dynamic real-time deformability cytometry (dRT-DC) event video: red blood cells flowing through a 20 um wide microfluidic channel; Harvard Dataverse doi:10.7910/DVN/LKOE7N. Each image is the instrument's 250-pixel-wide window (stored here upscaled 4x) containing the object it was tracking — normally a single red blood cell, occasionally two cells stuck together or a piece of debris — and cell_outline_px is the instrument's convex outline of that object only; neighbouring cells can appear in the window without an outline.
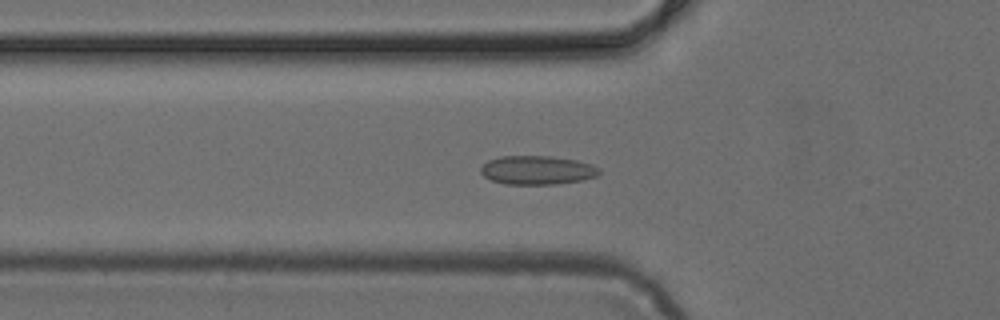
{"species": "common noctule bat (a hibernating species)", "species_latin": "Nyctalus noctula", "temperature_condition": "cold", "stored_images_in_passage": 49, "camera_frame_rate_fps": 3000, "um_per_image_px": 0.085, "animal": {"sex": "female", "body_mass_g": 24.6, "forearm_length_mm": 56.2}, "frame": {"image": 1, "passage_image": 16, "time_ms": 5.0, "image_size_px": [1000, 320], "cell_outline_px": [[600, 172], [596, 176], [580, 180], [556, 184], [504, 184], [492, 180], [484, 176], [480, 172], [480, 168], [488, 160], [500, 156], [552, 156], [576, 160], [592, 164], [600, 168]], "centroid_in_image_um": [45.65, 14.45], "position_along_channel_um": 80.1, "area_um2": 19.88}}
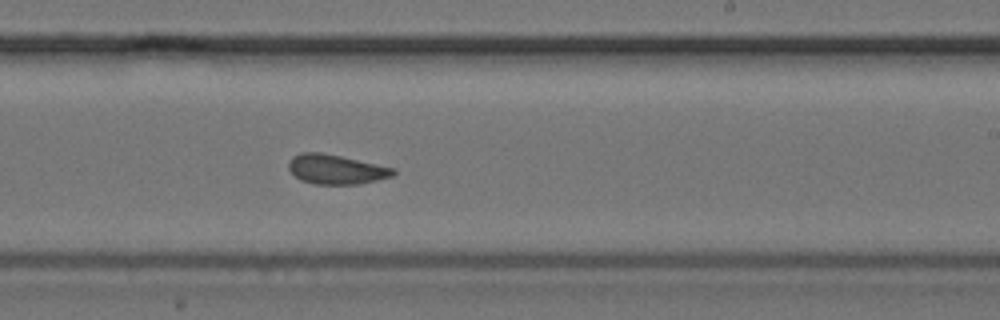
{"frame": {"image": 2, "passage_image": 29, "time_ms": 9.333, "image_size_px": [1000, 320], "cell_outline_px": [[396, 172], [392, 176], [360, 184], [312, 184], [300, 180], [288, 168], [288, 160], [292, 156], [300, 152], [320, 152], [340, 156], [396, 168]], "centroid_in_image_um": [28.54, 14.39], "position_along_channel_um": 260.5, "area_um2": 18.09}}
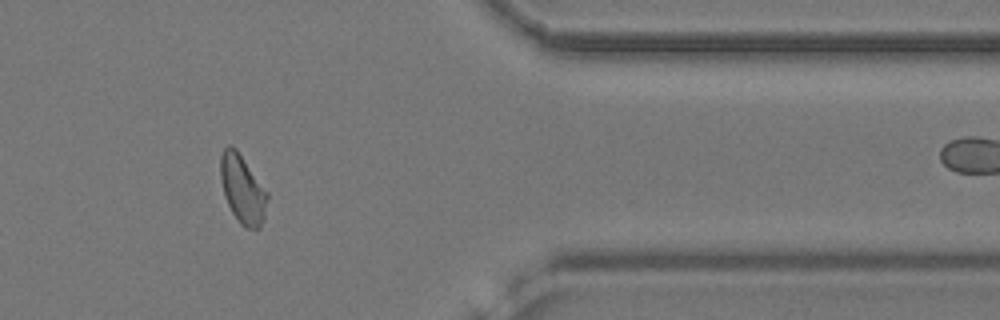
{"frame": {"image": 3, "passage_image": 40, "time_ms": 13.0, "image_size_px": [1000, 320], "cell_outline_px": [[268, 196], [264, 220], [260, 228], [244, 228], [240, 224], [232, 212], [228, 204], [224, 192], [220, 176], [220, 156], [224, 148], [228, 144], [232, 144], [236, 148], [268, 192]], "centroid_in_image_um": [20.62, 16.07], "position_along_channel_um": 390.8, "area_um2": 18.73}}